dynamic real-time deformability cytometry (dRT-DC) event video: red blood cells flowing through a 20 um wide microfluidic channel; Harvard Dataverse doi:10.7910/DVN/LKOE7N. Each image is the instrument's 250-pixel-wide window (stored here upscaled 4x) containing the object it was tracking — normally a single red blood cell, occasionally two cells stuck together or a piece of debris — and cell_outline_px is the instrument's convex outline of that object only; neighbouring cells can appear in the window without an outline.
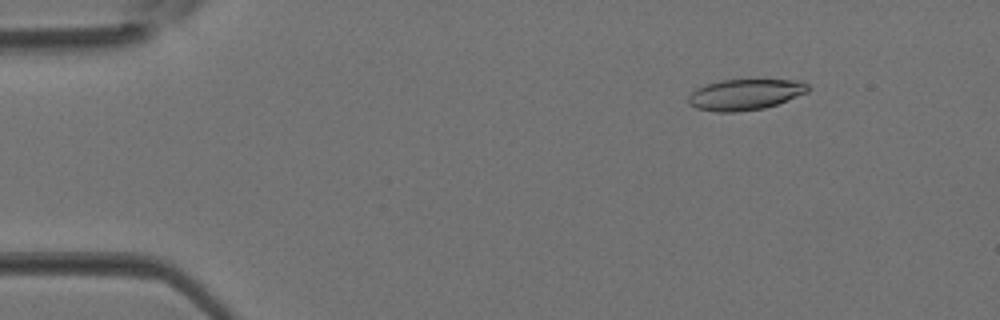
{"species": "Egyptian fruit bat (a non-hibernating species)", "species_latin": "Rousettus aegyptiacus", "temperature_condition": "room temperature", "stored_images_in_passage": 3, "camera_frame_rate_fps": 3000, "um_per_image_px": 0.085, "animal": {"sex": "female"}, "frame": {"image": 1, "passage_image": 1, "time_ms": 0.0, "image_size_px": [1000, 320], "cell_outline_px": [[808, 92], [776, 104], [764, 108], [736, 112], [720, 112], [696, 108], [688, 104], [688, 96], [696, 88], [704, 84], [720, 80], [800, 80], [808, 84]], "centroid_in_image_um": [63.3, 8.03], "position_along_channel_um": 21.7, "area_um2": 21.5}}
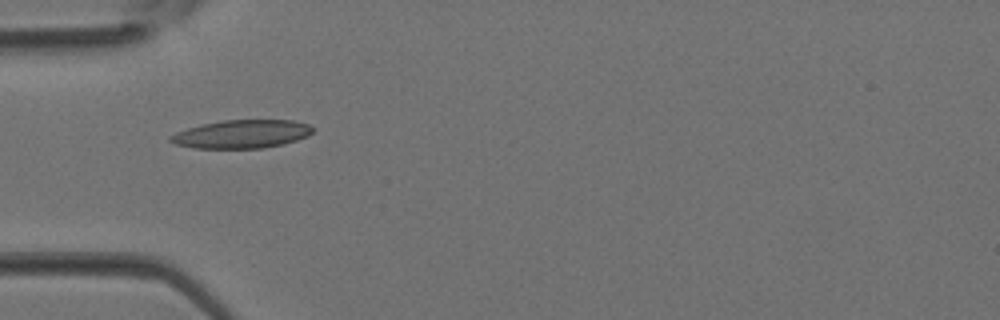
{"frame": {"image": 2, "passage_image": 3, "time_ms": 0.667, "image_size_px": [1000, 320], "cell_outline_px": [[316, 128], [308, 136], [284, 144], [264, 148], [192, 148], [176, 144], [168, 140], [168, 136], [176, 132], [188, 128], [204, 124], [224, 120], [292, 120], [308, 124]], "centroid_in_image_um": [20.56, 11.4], "position_along_channel_um": 64.4, "area_um2": 23.52}}